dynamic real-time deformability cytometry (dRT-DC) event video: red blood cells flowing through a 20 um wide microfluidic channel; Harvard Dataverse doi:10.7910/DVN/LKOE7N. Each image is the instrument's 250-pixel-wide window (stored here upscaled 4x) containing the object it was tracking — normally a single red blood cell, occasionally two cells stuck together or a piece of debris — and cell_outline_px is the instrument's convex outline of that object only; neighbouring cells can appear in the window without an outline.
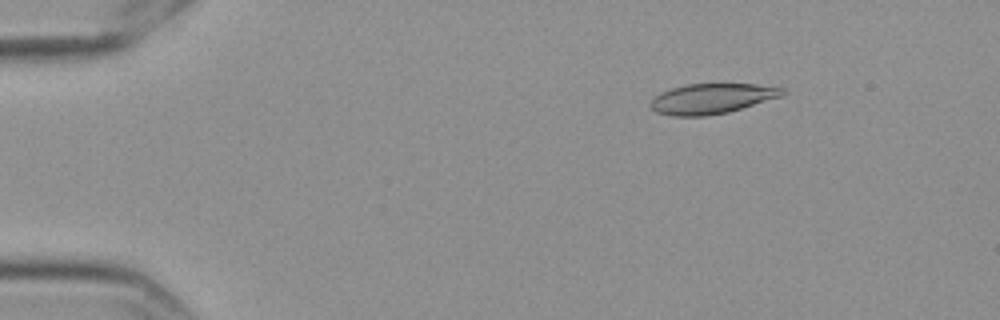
{"species": "Egyptian fruit bat (a non-hibernating species)", "species_latin": "Rousettus aegyptiacus", "temperature_condition": "cold", "stored_images_in_passage": 58, "camera_frame_rate_fps": 3000, "um_per_image_px": 0.085, "frame": {"image": 1, "passage_image": 9, "time_ms": 2.667, "image_size_px": [1000, 320], "cell_outline_px": [[788, 92], [784, 96], [728, 112], [704, 116], [672, 116], [656, 112], [648, 104], [660, 92], [672, 88], [688, 84], [756, 84], [784, 88]], "centroid_in_image_um": [60.54, 8.38], "position_along_channel_um": 24.5, "area_um2": 23.29}}
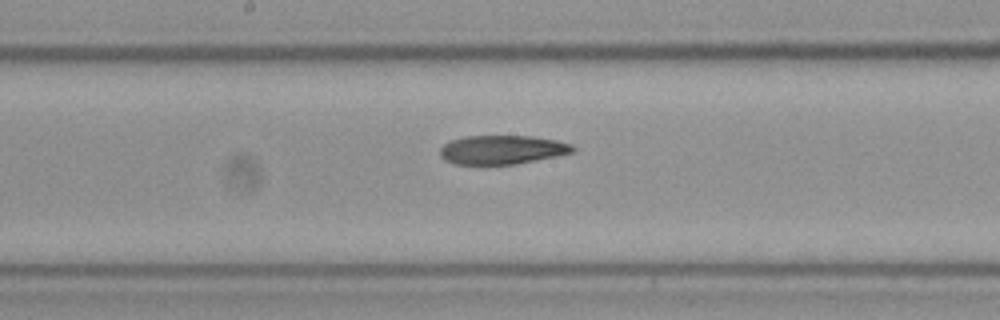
{"frame": {"image": 2, "passage_image": 31, "time_ms": 10.0, "image_size_px": [1000, 320], "cell_outline_px": [[576, 148], [572, 152], [556, 156], [516, 164], [456, 164], [444, 160], [440, 156], [440, 148], [444, 144], [452, 140], [464, 136], [532, 136], [556, 140], [572, 144]], "centroid_in_image_um": [42.67, 12.72], "position_along_channel_um": 205.5, "area_um2": 22.31}}
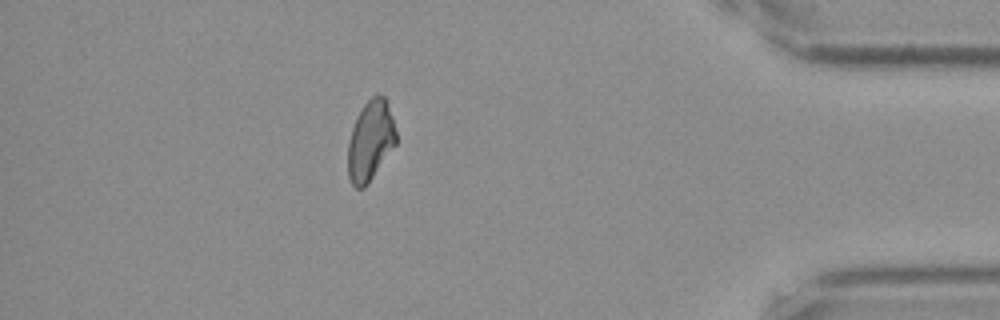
{"frame": {"image": 3, "passage_image": 51, "time_ms": 16.667, "image_size_px": [1000, 320], "cell_outline_px": [[396, 144], [364, 188], [356, 188], [352, 184], [348, 176], [348, 144], [352, 128], [356, 116], [364, 104], [376, 92], [384, 96], [392, 116], [396, 132]], "centroid_in_image_um": [31.48, 11.93], "position_along_channel_um": 403.7, "area_um2": 22.37}, "authors_computed_cell_mechanics": {"area_um2": 23.3512, "velocity_mm_per_s": 3.5677, "shape_relaxation_time_tau1_ms": null, "shape_relaxation_time_tau2_ms": 9.6692, "deformation_change_tau1": null, "deformation_change_tau2": 0.1904}}